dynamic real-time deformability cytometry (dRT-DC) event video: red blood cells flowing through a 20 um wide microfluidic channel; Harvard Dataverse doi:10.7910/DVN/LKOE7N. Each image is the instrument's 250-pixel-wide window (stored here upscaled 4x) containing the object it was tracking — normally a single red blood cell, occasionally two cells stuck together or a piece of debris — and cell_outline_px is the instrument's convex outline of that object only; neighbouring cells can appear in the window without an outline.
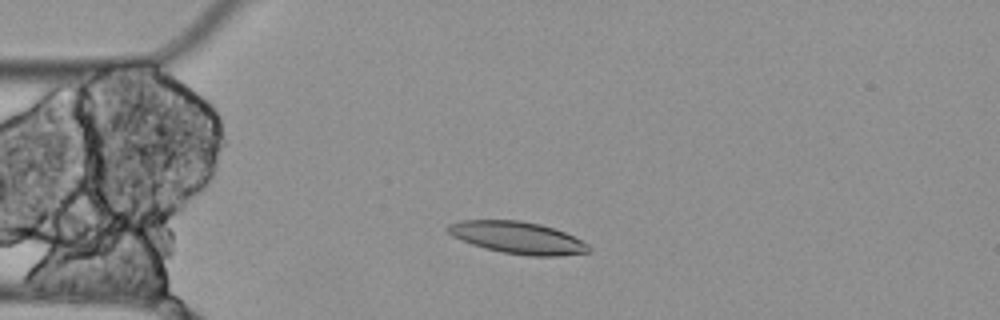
{"species": "Egyptian fruit bat (a non-hibernating species)", "species_latin": "Rousettus aegyptiacus", "temperature_condition": "cold", "stored_images_in_passage": 3, "camera_frame_rate_fps": 3000, "um_per_image_px": 0.085, "animal": {"sex": "female"}, "frame": {"image": 1, "passage_image": 2, "time_ms": 0.333, "image_size_px": [1000, 320], "cell_outline_px": [[592, 248], [588, 252], [556, 256], [528, 256], [504, 252], [484, 248], [472, 244], [452, 236], [444, 228], [448, 224], [460, 220], [520, 220], [540, 224], [564, 232], [588, 244]], "centroid_in_image_um": [43.96, 20.19], "position_along_channel_um": 41.0, "area_um2": 26.18}}